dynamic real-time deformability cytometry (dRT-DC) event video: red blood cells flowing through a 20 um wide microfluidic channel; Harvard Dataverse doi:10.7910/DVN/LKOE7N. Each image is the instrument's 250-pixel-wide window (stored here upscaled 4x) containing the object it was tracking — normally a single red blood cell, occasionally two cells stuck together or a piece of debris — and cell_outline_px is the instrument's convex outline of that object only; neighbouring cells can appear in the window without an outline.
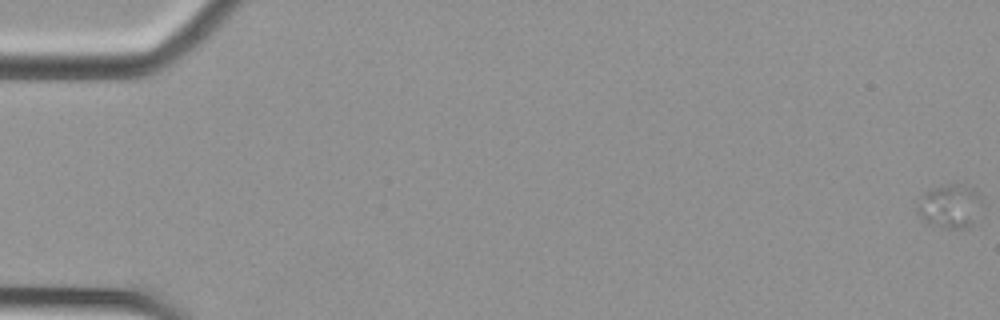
{"species": "Egyptian fruit bat (a non-hibernating species)", "species_latin": "Rousettus aegyptiacus", "temperature_condition": "cold", "stored_images_in_passage": 4, "camera_frame_rate_fps": 3000, "um_per_image_px": 0.085, "animal": {"sex": "female"}, "frame": {"image": 1, "passage_image": 1, "time_ms": 0.0, "image_size_px": [1000, 320], "cell_outline_px": [[980, 204], [968, 228], [940, 228], [924, 220], [916, 212], [916, 204], [932, 188], [948, 184], [960, 184], [972, 188], [980, 196]], "centroid_in_image_um": [80.69, 17.53], "position_along_channel_um": 4.3, "area_um2": 15.9}}